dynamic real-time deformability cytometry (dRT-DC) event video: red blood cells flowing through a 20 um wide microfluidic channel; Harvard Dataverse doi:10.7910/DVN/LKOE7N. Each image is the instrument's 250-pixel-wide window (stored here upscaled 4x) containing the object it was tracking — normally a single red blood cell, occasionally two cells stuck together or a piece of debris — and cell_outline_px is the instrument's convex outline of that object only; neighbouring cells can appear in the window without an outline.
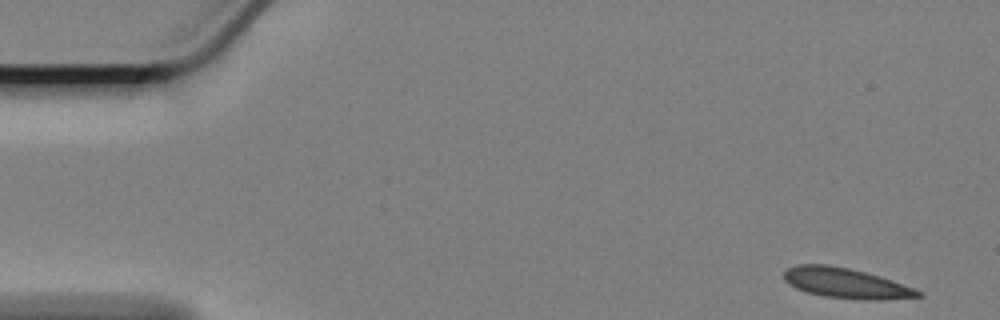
{"species": "Egyptian fruit bat (a non-hibernating species)", "species_latin": "Rousettus aegyptiacus", "temperature_condition": "cold", "stored_images_in_passage": 57, "camera_frame_rate_fps": 3000, "um_per_image_px": 0.085, "animal": {"sex": "female"}, "frame": {"image": 1, "passage_image": 1, "time_ms": 0.0, "image_size_px": [1000, 320], "cell_outline_px": [[924, 296], [880, 300], [864, 300], [824, 296], [808, 292], [796, 288], [788, 284], [784, 280], [784, 272], [788, 268], [796, 264], [828, 264], [848, 268], [880, 276], [924, 292]], "centroid_in_image_um": [71.9, 24.07], "position_along_channel_um": 13.1, "area_um2": 23.52}}
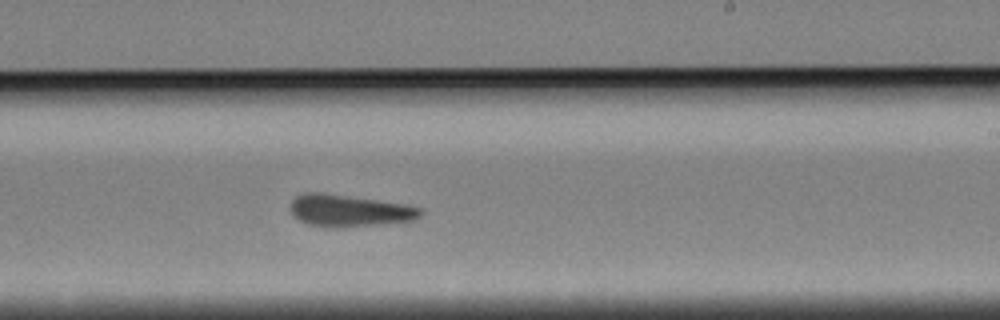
{"frame": {"image": 2, "passage_image": 33, "time_ms": 10.667, "image_size_px": [1000, 320], "cell_outline_px": [[424, 212], [416, 220], [340, 228], [324, 228], [308, 224], [292, 216], [292, 200], [296, 196], [304, 192], [320, 192], [408, 204], [420, 208]], "centroid_in_image_um": [29.69, 17.91], "position_along_channel_um": 259.3, "area_um2": 24.45}}
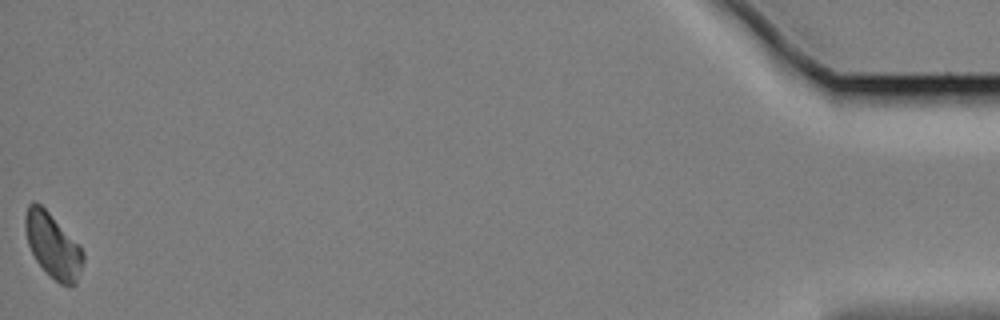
{"frame": {"image": 3, "passage_image": 57, "time_ms": 18.667, "image_size_px": [1000, 320], "cell_outline_px": [[84, 260], [76, 284], [72, 288], [60, 284], [36, 260], [28, 244], [24, 228], [24, 216], [28, 204], [32, 200], [36, 200], [80, 244], [84, 252]], "centroid_in_image_um": [4.5, 20.85], "position_along_channel_um": 430.7, "area_um2": 21.91}, "authors_computed_cell_mechanics": {"area_um2": 23.5246, "velocity_mm_per_s": 3.3262, "shape_relaxation_time_tau1_ms": 6.867, "shape_relaxation_time_tau2_ms": 6.0674, "deformation_change_tau1": 0.1031, "deformation_change_tau2": 0.1112}}